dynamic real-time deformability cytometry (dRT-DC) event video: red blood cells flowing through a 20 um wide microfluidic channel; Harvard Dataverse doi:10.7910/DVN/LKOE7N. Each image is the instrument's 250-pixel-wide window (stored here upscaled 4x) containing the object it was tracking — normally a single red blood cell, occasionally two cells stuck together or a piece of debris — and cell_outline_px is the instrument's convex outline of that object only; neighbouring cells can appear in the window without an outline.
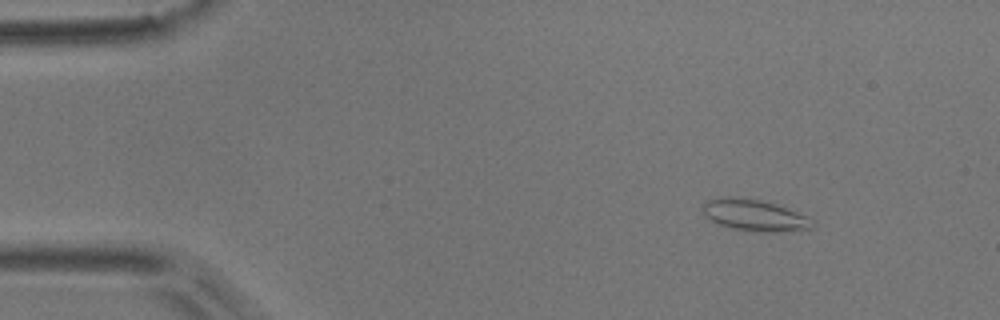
{"species": "common noctule bat (a hibernating species)", "species_latin": "Nyctalus noctula", "temperature_condition": "room temperature", "stored_images_in_passage": 6, "camera_frame_rate_fps": 3000, "um_per_image_px": 0.085, "animal": {"sex": "male", "body_mass_g": 17.9}, "frame": {"image": 1, "passage_image": 1, "time_ms": 0.0, "image_size_px": [1000, 320], "cell_outline_px": [[816, 224], [812, 228], [776, 232], [764, 232], [732, 228], [720, 224], [704, 216], [704, 200], [732, 196], [736, 196], [760, 200], [776, 204], [808, 216]], "centroid_in_image_um": [64.16, 18.28], "position_along_channel_um": 20.8, "area_um2": 20.0}}
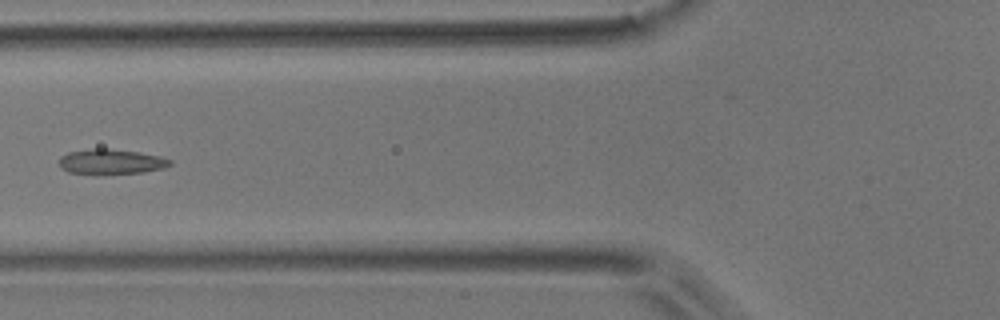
{"frame": {"image": 2, "passage_image": 5, "time_ms": 1.333, "image_size_px": [1000, 320], "cell_outline_px": [[172, 164], [164, 168], [144, 172], [96, 176], [68, 172], [60, 168], [60, 156], [68, 152], [96, 148], [104, 148], [140, 152], [160, 156], [172, 160]], "centroid_in_image_um": [9.43, 13.77], "position_along_channel_um": 116.4, "area_um2": 16.76}}
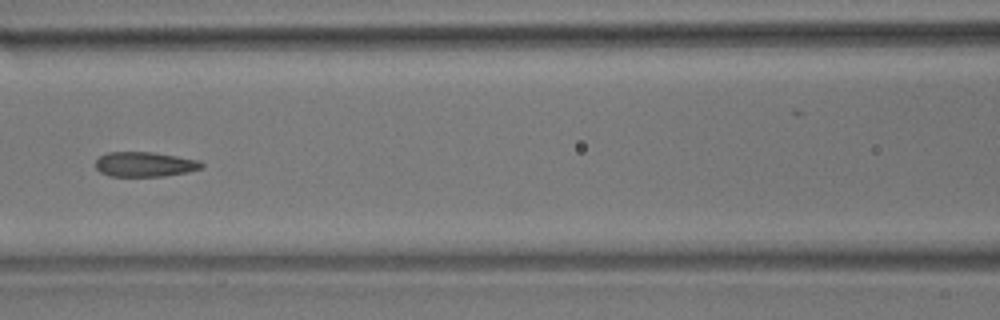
{"frame": {"image": 3, "passage_image": 6, "time_ms": 1.667, "image_size_px": [1000, 320], "cell_outline_px": [[204, 168], [188, 172], [164, 176], [108, 176], [100, 172], [96, 168], [96, 160], [100, 156], [108, 152], [152, 152], [200, 160], [204, 164]], "centroid_in_image_um": [12.33, 13.97], "position_along_channel_um": 154.3, "area_um2": 15.43}}